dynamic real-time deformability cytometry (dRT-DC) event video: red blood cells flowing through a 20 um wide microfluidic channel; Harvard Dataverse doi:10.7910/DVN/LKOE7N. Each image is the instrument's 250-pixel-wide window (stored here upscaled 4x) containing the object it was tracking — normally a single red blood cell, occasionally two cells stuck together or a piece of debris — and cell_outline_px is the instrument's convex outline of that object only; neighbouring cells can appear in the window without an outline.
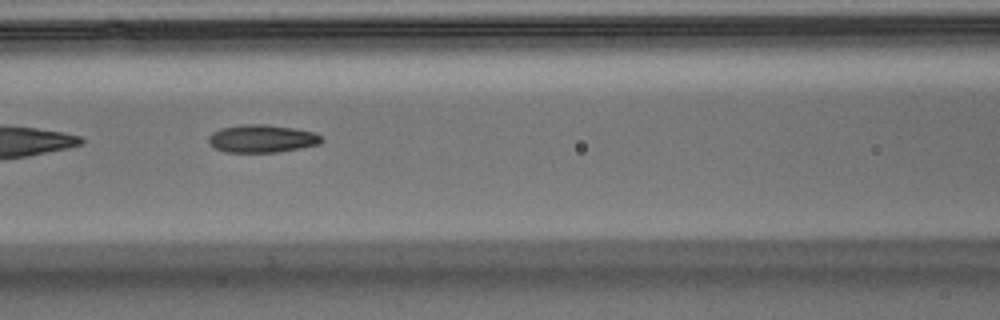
{"species": "Egyptian fruit bat (a non-hibernating species)", "species_latin": "Rousettus aegyptiacus", "temperature_condition": "warm", "stored_images_in_passage": 24, "camera_frame_rate_fps": 3000, "um_per_image_px": 0.085, "animal": {"sex": "male"}, "frame": {"image": 1, "passage_image": 8, "time_ms": 2.333, "image_size_px": [1000, 320], "cell_outline_px": [[324, 140], [320, 144], [300, 148], [276, 152], [224, 152], [208, 144], [208, 136], [212, 132], [220, 128], [240, 124], [264, 124], [292, 128], [312, 132], [320, 136]], "centroid_in_image_um": [22.21, 11.78], "position_along_channel_um": 144.4, "area_um2": 18.32}}